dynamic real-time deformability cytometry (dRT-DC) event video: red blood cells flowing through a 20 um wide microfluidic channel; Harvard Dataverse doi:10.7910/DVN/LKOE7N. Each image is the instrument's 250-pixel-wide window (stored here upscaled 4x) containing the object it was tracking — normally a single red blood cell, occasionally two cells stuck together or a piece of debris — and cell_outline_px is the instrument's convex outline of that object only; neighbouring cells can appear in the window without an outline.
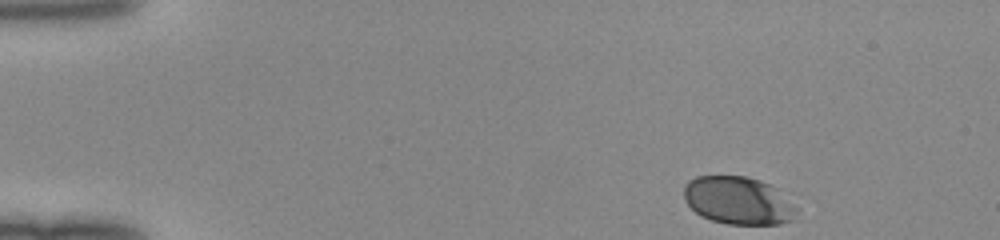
{"species": "human", "species_latin": "Homo sapiens", "temperature_condition": "room temperature", "stored_images_in_passage": 38, "camera_frame_rate_fps": 3000, "um_per_image_px": 0.085, "donor": {"sex": "female"}, "frame": {"image": 1, "passage_image": 1, "time_ms": 0.0, "image_size_px": [1000, 240], "cell_outline_px": [[800, 208], [792, 220], [780, 224], [728, 224], [712, 220], [700, 216], [684, 200], [684, 184], [688, 180], [696, 176], [748, 176], [760, 180], [780, 188]], "centroid_in_image_um": [62.81, 17.03], "position_along_channel_um": 22.2, "area_um2": 32.08}}
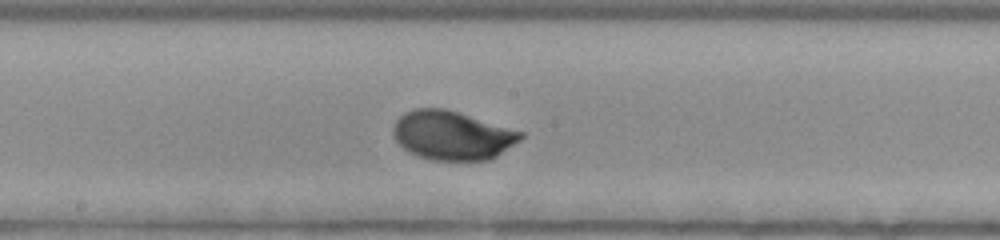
{"frame": {"image": 2, "passage_image": 22, "time_ms": 7.0, "image_size_px": [1000, 240], "cell_outline_px": [[524, 136], [520, 140], [496, 156], [488, 160], [432, 160], [420, 156], [404, 148], [396, 140], [392, 132], [392, 128], [396, 120], [404, 112], [412, 108], [444, 108], [460, 112], [524, 132]], "centroid_in_image_um": [38.43, 11.48], "position_along_channel_um": 209.8, "area_um2": 36.3}}
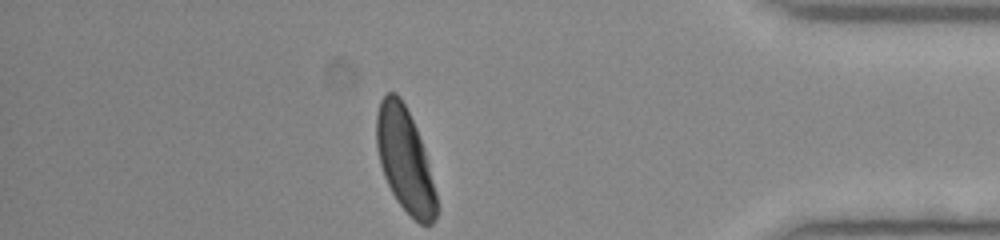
{"frame": {"image": 3, "passage_image": 38, "time_ms": 12.333, "image_size_px": [1000, 240], "cell_outline_px": [[436, 220], [432, 224], [420, 224], [396, 200], [384, 176], [380, 164], [376, 144], [376, 116], [380, 100], [388, 92], [396, 92], [400, 96], [416, 128], [424, 148], [436, 192]], "centroid_in_image_um": [34.4, 13.58], "position_along_channel_um": 400.8, "area_um2": 35.89}}